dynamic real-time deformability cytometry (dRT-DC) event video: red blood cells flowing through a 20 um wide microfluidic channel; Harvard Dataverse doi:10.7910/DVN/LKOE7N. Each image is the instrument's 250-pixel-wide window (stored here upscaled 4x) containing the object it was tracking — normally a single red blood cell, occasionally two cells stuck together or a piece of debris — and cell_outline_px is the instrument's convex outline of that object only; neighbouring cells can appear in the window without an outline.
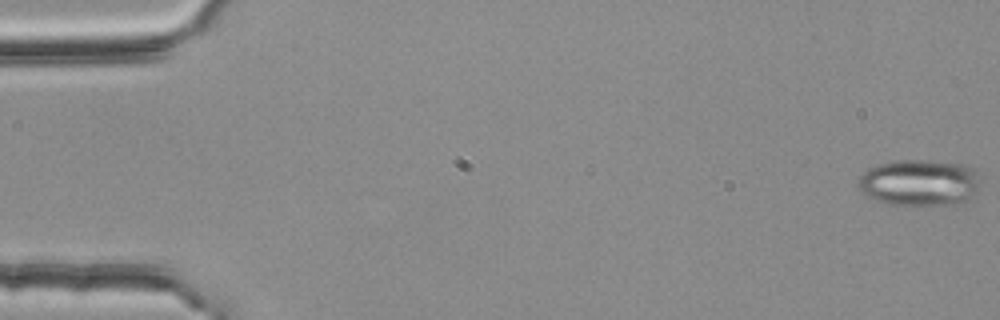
{"species": "common noctule bat (a hibernating species)", "species_latin": "Nyctalus noctula", "temperature_condition": "room temperature", "stored_images_in_passage": 55, "camera_frame_rate_fps": 3000, "um_per_image_px": 0.085, "animal": {"sex": "female", "body_mass_g": 25.1}, "frame": {"image": 1, "passage_image": 1, "time_ms": 0.0, "image_size_px": [1000, 320], "cell_outline_px": [[976, 188], [964, 200], [952, 204], [884, 204], [868, 196], [860, 188], [860, 176], [868, 168], [880, 164], [896, 160], [928, 160], [968, 164], [972, 172], [976, 184]], "centroid_in_image_um": [78.06, 15.5], "position_along_channel_um": 6.9, "area_um2": 31.91}}
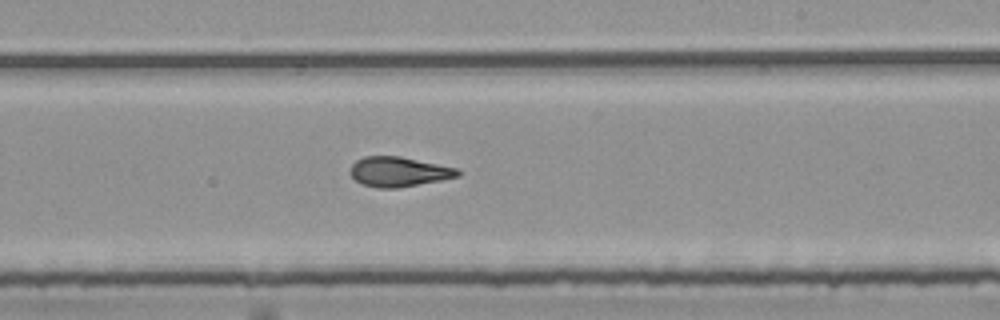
{"frame": {"image": 2, "passage_image": 33, "time_ms": 10.667, "image_size_px": [1000, 320], "cell_outline_px": [[460, 176], [440, 180], [396, 188], [380, 188], [364, 184], [356, 180], [348, 172], [352, 164], [356, 160], [364, 156], [400, 156], [456, 168], [460, 172]], "centroid_in_image_um": [33.86, 14.59], "position_along_channel_um": 255.1, "area_um2": 18.44}}
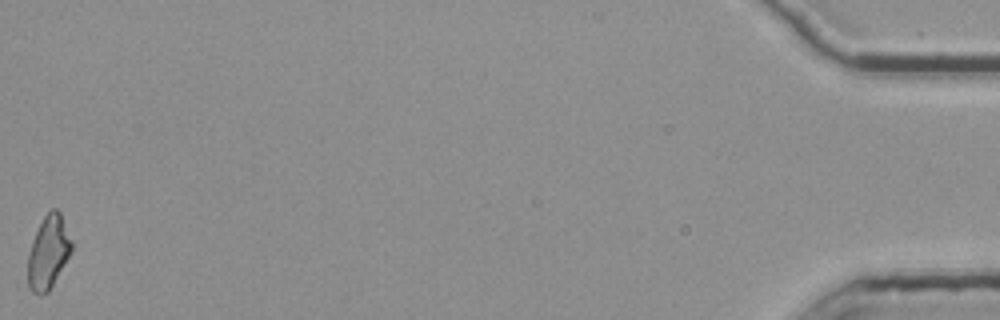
{"frame": {"image": 3, "passage_image": 55, "time_ms": 18.0, "image_size_px": [1000, 320], "cell_outline_px": [[72, 248], [68, 256], [48, 292], [40, 296], [32, 292], [28, 288], [28, 256], [32, 240], [44, 216], [52, 208], [56, 208], [60, 212], [72, 240]], "centroid_in_image_um": [4.09, 21.45], "position_along_channel_um": 431.1, "area_um2": 18.38}, "authors_computed_cell_mechanics": {"area_um2": 18.8428, "velocity_mm_per_s": 3.7794, "shape_relaxation_time_tau1_ms": 11.1995, "shape_relaxation_time_tau2_ms": 3.0067, "deformation_change_tau1": 0.2614, "deformation_change_tau2": 0.1077}}